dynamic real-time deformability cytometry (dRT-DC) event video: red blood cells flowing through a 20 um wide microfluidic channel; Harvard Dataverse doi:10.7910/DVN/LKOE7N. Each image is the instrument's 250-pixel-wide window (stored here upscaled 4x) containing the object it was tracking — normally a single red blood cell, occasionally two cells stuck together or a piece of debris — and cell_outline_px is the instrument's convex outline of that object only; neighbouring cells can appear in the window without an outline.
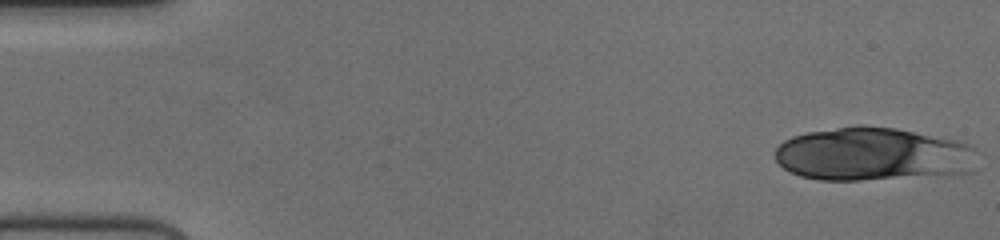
{"species": "human", "species_latin": "Homo sapiens", "temperature_condition": "cold", "stored_images_in_passage": 20, "camera_frame_rate_fps": 3000, "um_per_image_px": 0.085, "donor": {"sex": "female"}, "frame": {"image": 1, "passage_image": 1, "time_ms": 0.0, "image_size_px": [1000, 240], "cell_outline_px": [[968, 148], [964, 172], [856, 180], [820, 180], [800, 176], [784, 168], [776, 160], [776, 148], [784, 140], [792, 136], [808, 132], [864, 124], [896, 128], [956, 140], [968, 144]], "centroid_in_image_um": [73.95, 13.07], "position_along_channel_um": 11.1, "area_um2": 60.75}}